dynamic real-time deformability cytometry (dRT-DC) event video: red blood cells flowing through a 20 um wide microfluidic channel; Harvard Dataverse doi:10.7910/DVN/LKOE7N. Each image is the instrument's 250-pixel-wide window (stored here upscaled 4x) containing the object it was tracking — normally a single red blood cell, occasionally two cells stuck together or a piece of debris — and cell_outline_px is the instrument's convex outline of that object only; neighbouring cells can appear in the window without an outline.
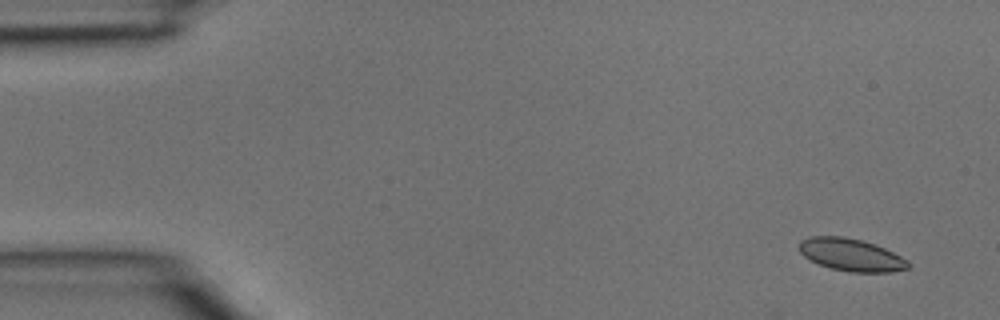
{"species": "common noctule bat (a hibernating species)", "species_latin": "Nyctalus noctula", "temperature_condition": "room temperature", "stored_images_in_passage": 4, "camera_frame_rate_fps": 3000, "um_per_image_px": 0.085, "animal": {"sex": "male", "body_mass_g": 15.6}, "frame": {"image": 1, "passage_image": 1, "time_ms": 0.0, "image_size_px": [1000, 320], "cell_outline_px": [[912, 264], [908, 268], [892, 272], [848, 272], [828, 268], [804, 256], [800, 252], [800, 240], [808, 236], [844, 236], [876, 244], [908, 260]], "centroid_in_image_um": [72.36, 21.66], "position_along_channel_um": 12.6, "area_um2": 20.69}}